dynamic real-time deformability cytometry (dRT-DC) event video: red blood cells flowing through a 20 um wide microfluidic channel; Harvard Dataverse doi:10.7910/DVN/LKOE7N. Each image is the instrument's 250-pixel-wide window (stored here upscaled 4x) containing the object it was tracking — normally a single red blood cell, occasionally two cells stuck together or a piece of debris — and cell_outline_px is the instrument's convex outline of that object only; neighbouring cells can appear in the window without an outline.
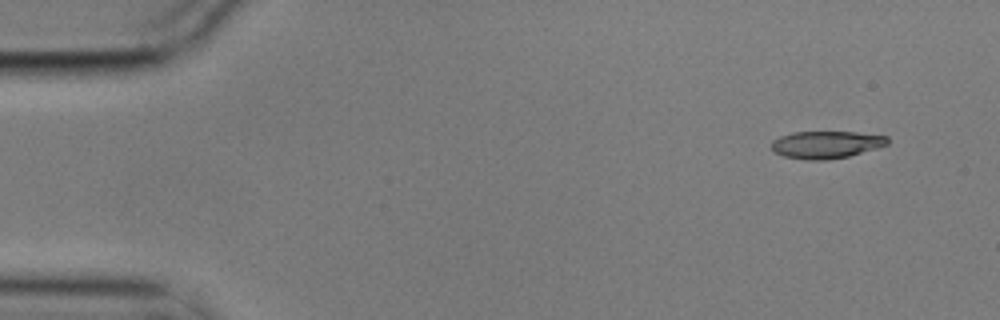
{"species": "common noctule bat (a hibernating species)", "species_latin": "Nyctalus noctula", "temperature_condition": "cold", "stored_images_in_passage": 8, "camera_frame_rate_fps": 3000, "um_per_image_px": 0.085, "animal": {"sex": "male", "body_mass_g": 17.9}, "frame": {"image": 1, "passage_image": 1, "time_ms": 0.0, "image_size_px": [1000, 320], "cell_outline_px": [[888, 144], [876, 148], [848, 156], [828, 160], [808, 160], [784, 156], [772, 152], [772, 140], [780, 136], [792, 132], [856, 132], [888, 136]], "centroid_in_image_um": [70.2, 12.29], "position_along_channel_um": 14.8, "area_um2": 18.5}}
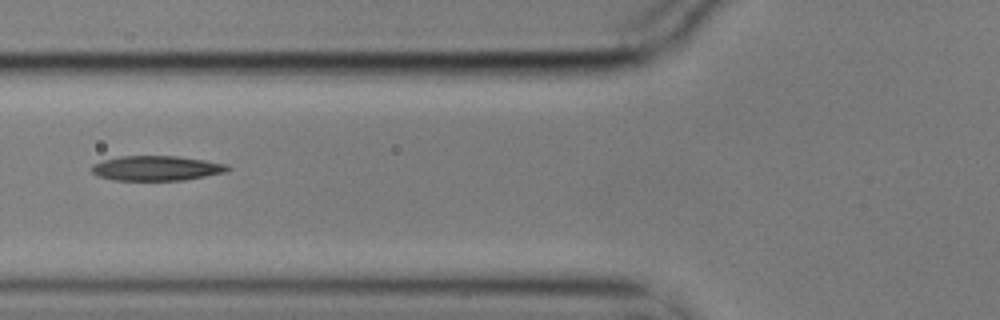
{"frame": {"image": 2, "passage_image": 6, "time_ms": 1.667, "image_size_px": [1000, 320], "cell_outline_px": [[232, 168], [228, 172], [184, 180], [112, 180], [96, 176], [92, 172], [92, 164], [104, 160], [120, 156], [180, 156], [228, 164]], "centroid_in_image_um": [13.33, 14.3], "position_along_channel_um": 112.5, "area_um2": 19.88}}
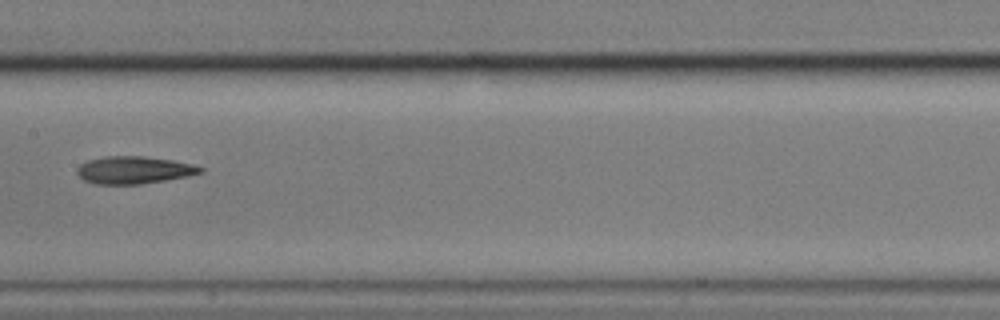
{"frame": {"image": 3, "passage_image": 8, "time_ms": 2.333, "image_size_px": [1000, 320], "cell_outline_px": [[204, 172], [188, 176], [140, 184], [96, 184], [84, 180], [76, 172], [76, 168], [80, 164], [88, 160], [104, 156], [144, 156], [172, 160], [192, 164], [204, 168]], "centroid_in_image_um": [11.38, 14.45], "position_along_channel_um": 196.0, "area_um2": 19.71}}